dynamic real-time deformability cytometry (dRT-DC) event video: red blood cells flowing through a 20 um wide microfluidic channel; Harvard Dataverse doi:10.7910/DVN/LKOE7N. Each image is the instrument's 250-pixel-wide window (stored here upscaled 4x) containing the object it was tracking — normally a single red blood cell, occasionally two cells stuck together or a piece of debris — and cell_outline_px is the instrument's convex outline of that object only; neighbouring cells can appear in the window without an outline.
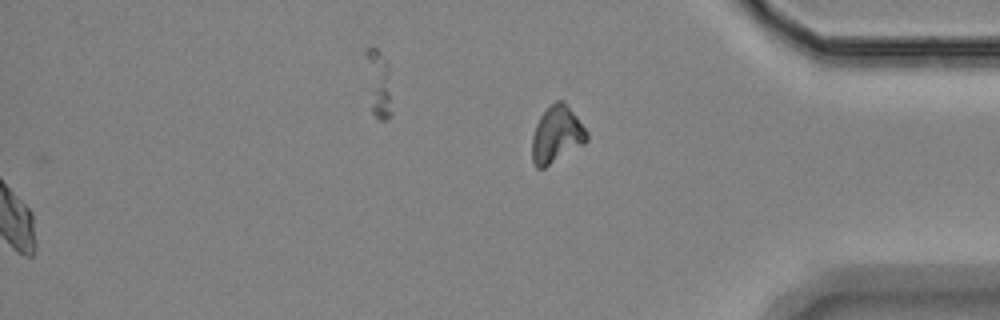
{"species": "Egyptian fruit bat (a non-hibernating species)", "species_latin": "Rousettus aegyptiacus", "temperature_condition": "room temperature", "stored_images_in_passage": 58, "segment_of_instrument_passage": [2, 2], "camera_frame_rate_fps": 3000, "um_per_image_px": 0.085, "animal": {"sex": "female"}, "frame": {"image": 1, "passage_image": 58, "time_ms": 19.0, "image_size_px": [1000, 320], "cell_outline_px": [[588, 140], [584, 144], [544, 168], [536, 168], [532, 160], [532, 136], [536, 124], [540, 116], [556, 100], [564, 100], [588, 132]], "centroid_in_image_um": [47.32, 11.45], "position_along_channel_um": 387.9, "area_um2": 18.03}}